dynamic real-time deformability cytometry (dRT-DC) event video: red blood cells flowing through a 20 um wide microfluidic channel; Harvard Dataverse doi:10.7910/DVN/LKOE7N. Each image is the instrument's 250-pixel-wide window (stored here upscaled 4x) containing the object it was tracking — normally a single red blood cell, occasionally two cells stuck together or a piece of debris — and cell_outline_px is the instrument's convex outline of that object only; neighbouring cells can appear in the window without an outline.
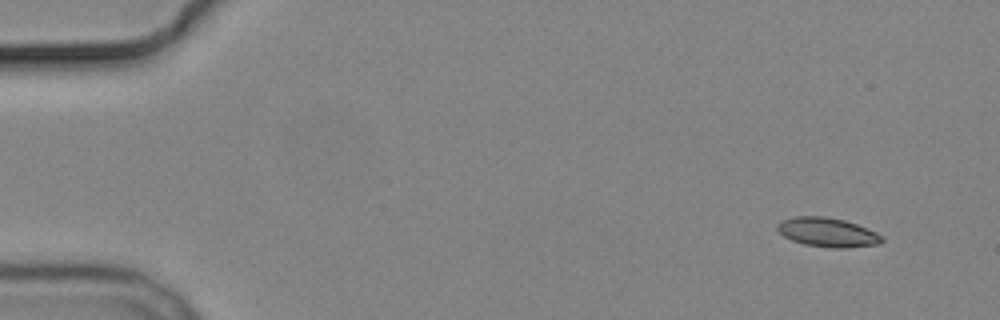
{"species": "common noctule bat (a hibernating species)", "species_latin": "Nyctalus noctula", "temperature_condition": "cold", "stored_images_in_passage": 3, "camera_frame_rate_fps": 3000, "um_per_image_px": 0.085, "animal": {"sex": "male", "body_mass_g": 19.2, "forearm_length_mm": 51.8}, "frame": {"image": 1, "passage_image": 1, "time_ms": 0.0, "image_size_px": [1000, 320], "cell_outline_px": [[884, 240], [880, 244], [848, 248], [832, 248], [804, 244], [792, 240], [784, 236], [776, 228], [776, 224], [784, 220], [796, 216], [820, 216], [844, 220], [856, 224], [876, 232], [884, 236]], "centroid_in_image_um": [70.37, 19.76], "position_along_channel_um": 14.6, "area_um2": 17.74}}